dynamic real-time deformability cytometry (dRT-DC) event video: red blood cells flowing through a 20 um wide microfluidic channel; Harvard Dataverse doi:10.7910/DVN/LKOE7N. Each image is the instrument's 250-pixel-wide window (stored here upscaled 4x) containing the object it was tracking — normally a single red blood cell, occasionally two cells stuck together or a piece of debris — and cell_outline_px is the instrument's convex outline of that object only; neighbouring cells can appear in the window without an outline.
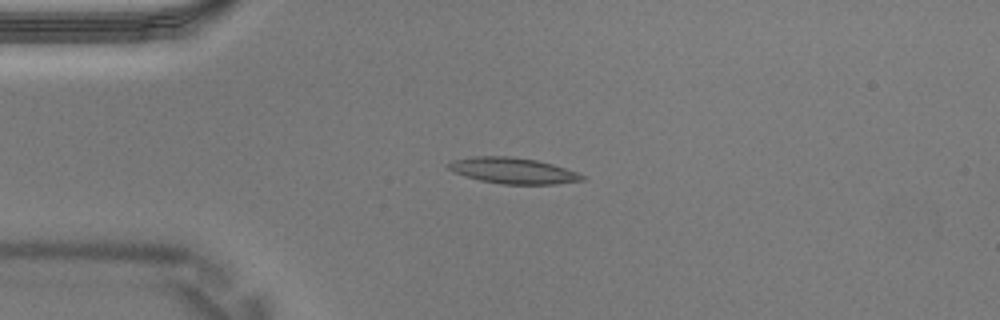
{"species": "Egyptian fruit bat (a non-hibernating species)", "species_latin": "Rousettus aegyptiacus", "temperature_condition": "warm", "stored_images_in_passage": 31, "camera_frame_rate_fps": 3000, "um_per_image_px": 0.085, "animal": {"sex": "male"}, "frame": {"image": 1, "passage_image": 1, "time_ms": 0.0, "image_size_px": [1000, 320], "cell_outline_px": [[584, 180], [556, 184], [504, 184], [480, 180], [456, 172], [448, 168], [444, 164], [452, 160], [472, 156], [508, 156], [536, 160], [552, 164], [576, 172], [584, 176]], "centroid_in_image_um": [43.58, 14.49], "position_along_channel_um": 41.4, "area_um2": 20.0}}
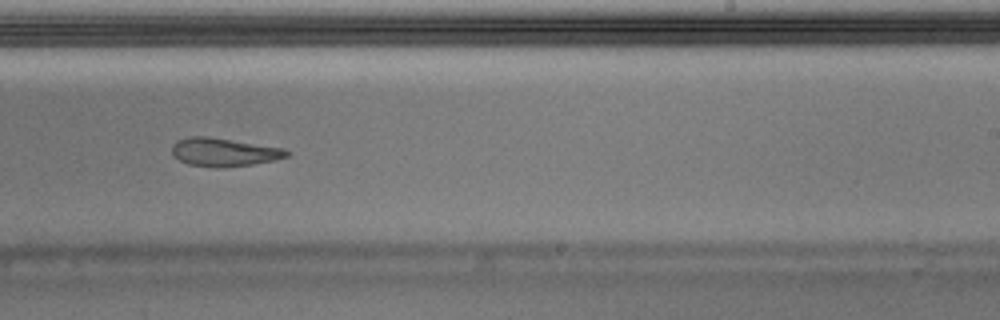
{"frame": {"image": 2, "passage_image": 16, "time_ms": 5.0, "image_size_px": [1000, 320], "cell_outline_px": [[288, 156], [276, 160], [252, 164], [224, 168], [216, 168], [188, 164], [172, 156], [172, 144], [176, 140], [188, 136], [208, 136], [284, 148], [288, 152]], "centroid_in_image_um": [18.99, 12.93], "position_along_channel_um": 270.0, "area_um2": 19.13}}
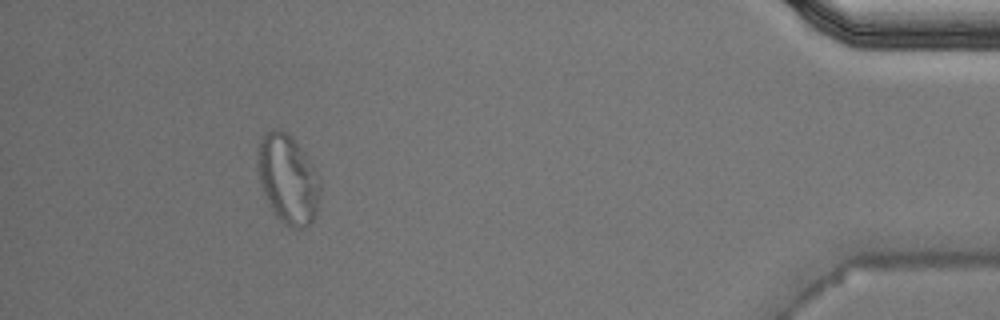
{"frame": {"image": 3, "passage_image": 28, "time_ms": 9.0, "image_size_px": [1000, 320], "cell_outline_px": [[320, 188], [316, 212], [312, 220], [304, 228], [296, 228], [288, 224], [276, 212], [264, 192], [260, 180], [260, 140], [272, 128], [280, 128], [292, 136], [316, 168], [320, 176]], "centroid_in_image_um": [24.55, 15.16], "position_along_channel_um": 410.7, "area_um2": 31.21}}